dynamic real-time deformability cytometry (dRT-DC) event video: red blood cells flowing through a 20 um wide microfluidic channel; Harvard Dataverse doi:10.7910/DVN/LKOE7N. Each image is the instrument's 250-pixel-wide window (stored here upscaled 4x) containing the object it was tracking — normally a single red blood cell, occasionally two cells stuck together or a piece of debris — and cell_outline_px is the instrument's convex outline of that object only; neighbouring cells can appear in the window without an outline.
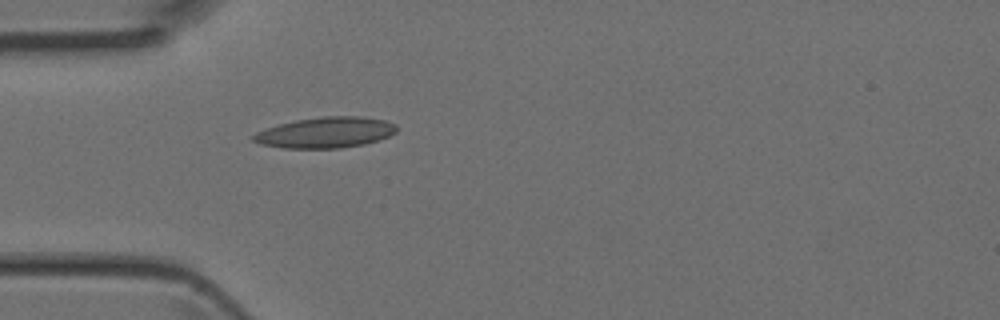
{"species": "Egyptian fruit bat (a non-hibernating species)", "species_latin": "Rousettus aegyptiacus", "temperature_condition": "room temperature", "stored_images_in_passage": 1, "camera_frame_rate_fps": 3000, "um_per_image_px": 0.085, "animal": {"sex": "female"}, "frame": {"image": 1, "passage_image": 1, "time_ms": 0.0, "image_size_px": [1000, 320], "cell_outline_px": [[396, 132], [388, 136], [364, 144], [340, 148], [284, 148], [260, 144], [252, 140], [252, 136], [256, 132], [280, 124], [296, 120], [324, 116], [360, 116], [384, 120], [396, 124]], "centroid_in_image_um": [27.67, 11.26], "position_along_channel_um": 57.3, "area_um2": 25.49}}